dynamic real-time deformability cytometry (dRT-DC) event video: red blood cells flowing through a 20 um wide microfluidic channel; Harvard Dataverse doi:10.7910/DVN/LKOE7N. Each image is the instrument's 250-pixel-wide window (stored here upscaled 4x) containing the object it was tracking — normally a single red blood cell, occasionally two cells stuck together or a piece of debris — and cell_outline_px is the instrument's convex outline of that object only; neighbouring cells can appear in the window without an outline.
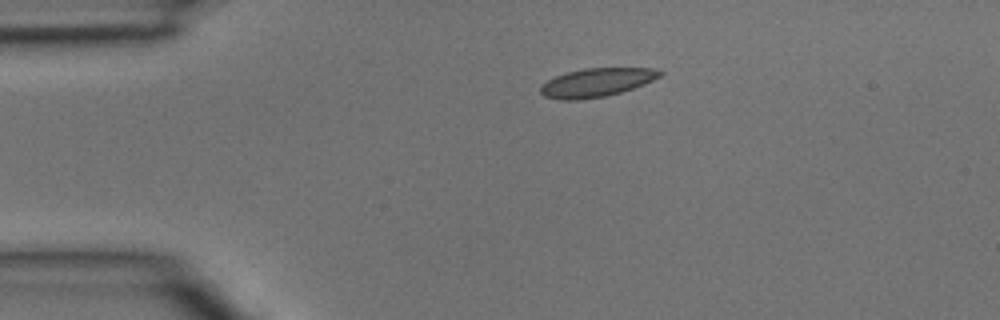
{"species": "common noctule bat (a hibernating species)", "species_latin": "Nyctalus noctula", "temperature_condition": "room temperature", "stored_images_in_passage": 3, "camera_frame_rate_fps": 3000, "um_per_image_px": 0.085, "animal": {"sex": "male", "body_mass_g": 15.6}, "frame": {"image": 1, "passage_image": 1, "time_ms": 0.0, "image_size_px": [1000, 320], "cell_outline_px": [[664, 72], [660, 76], [644, 84], [620, 92], [604, 96], [576, 100], [560, 100], [544, 96], [540, 92], [540, 84], [556, 76], [568, 72], [584, 68], [652, 68]], "centroid_in_image_um": [50.67, 7.01], "position_along_channel_um": 34.3, "area_um2": 19.71}}